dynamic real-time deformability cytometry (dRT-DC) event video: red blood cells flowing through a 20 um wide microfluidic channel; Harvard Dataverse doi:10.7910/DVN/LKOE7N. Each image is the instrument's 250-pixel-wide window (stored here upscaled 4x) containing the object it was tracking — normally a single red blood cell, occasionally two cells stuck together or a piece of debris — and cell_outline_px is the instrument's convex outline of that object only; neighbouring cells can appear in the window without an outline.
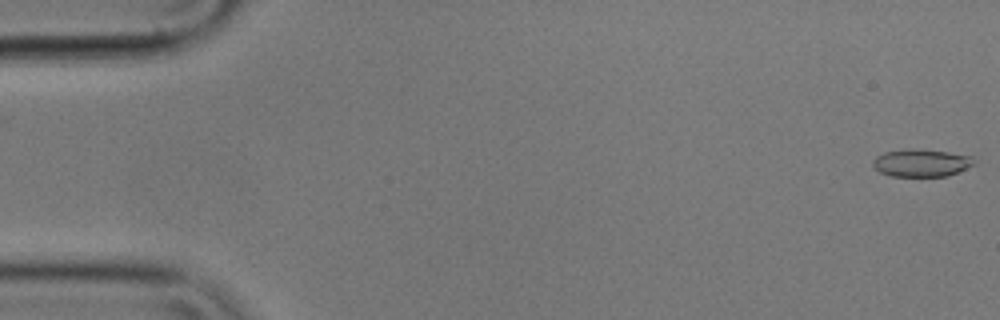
{"species": "common noctule bat (a hibernating species)", "species_latin": "Nyctalus noctula", "temperature_condition": "cold", "stored_images_in_passage": 6, "camera_frame_rate_fps": 3000, "um_per_image_px": 0.085, "animal": {"sex": "male", "body_mass_g": 17.9}, "frame": {"image": 1, "passage_image": 1, "time_ms": 0.0, "image_size_px": [1000, 320], "cell_outline_px": [[976, 164], [948, 176], [888, 176], [880, 172], [872, 164], [872, 160], [876, 156], [884, 152], [908, 148], [912, 148], [948, 152], [972, 156], [976, 160]], "centroid_in_image_um": [78.32, 13.84], "position_along_channel_um": 6.7, "area_um2": 16.42}}